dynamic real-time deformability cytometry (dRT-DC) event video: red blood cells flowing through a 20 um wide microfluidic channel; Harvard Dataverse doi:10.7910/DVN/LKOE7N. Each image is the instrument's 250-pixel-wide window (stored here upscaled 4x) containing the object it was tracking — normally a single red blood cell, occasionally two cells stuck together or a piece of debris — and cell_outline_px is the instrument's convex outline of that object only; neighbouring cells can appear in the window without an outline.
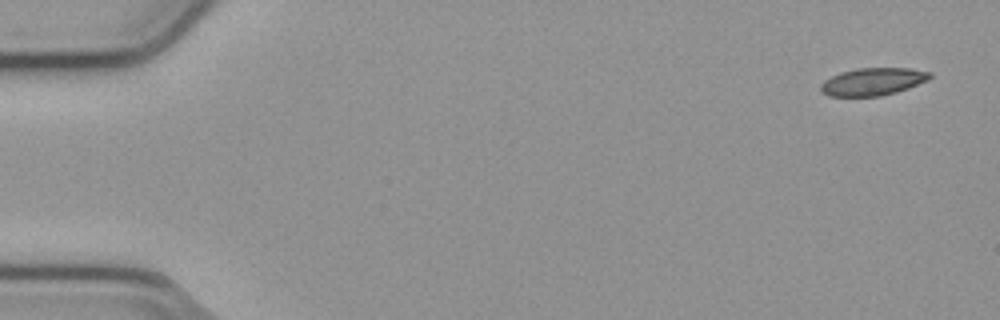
{"species": "common noctule bat (a hibernating species)", "species_latin": "Nyctalus noctula", "temperature_condition": "cold", "stored_images_in_passage": 53, "camera_frame_rate_fps": 3000, "um_per_image_px": 0.085, "animal": {"sex": "male", "body_mass_g": 23.1, "forearm_length_mm": 52.7}, "frame": {"image": 1, "passage_image": 1, "time_ms": 0.0, "image_size_px": [1000, 320], "cell_outline_px": [[932, 76], [928, 80], [908, 88], [896, 92], [880, 96], [828, 96], [820, 92], [820, 84], [824, 80], [840, 72], [856, 68], [908, 68], [932, 72]], "centroid_in_image_um": [74.17, 6.94], "position_along_channel_um": 10.8, "area_um2": 17.63}}
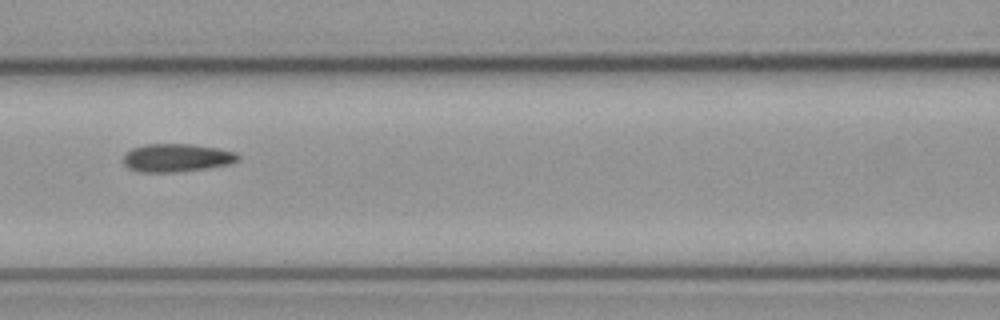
{"frame": {"image": 2, "passage_image": 23, "time_ms": 7.333, "image_size_px": [1000, 320], "cell_outline_px": [[240, 160], [228, 164], [204, 168], [172, 172], [140, 172], [128, 168], [124, 164], [124, 156], [132, 148], [144, 144], [192, 144], [220, 148], [236, 152], [240, 156]], "centroid_in_image_um": [15.03, 13.4], "position_along_channel_um": 151.6, "area_um2": 18.73}}
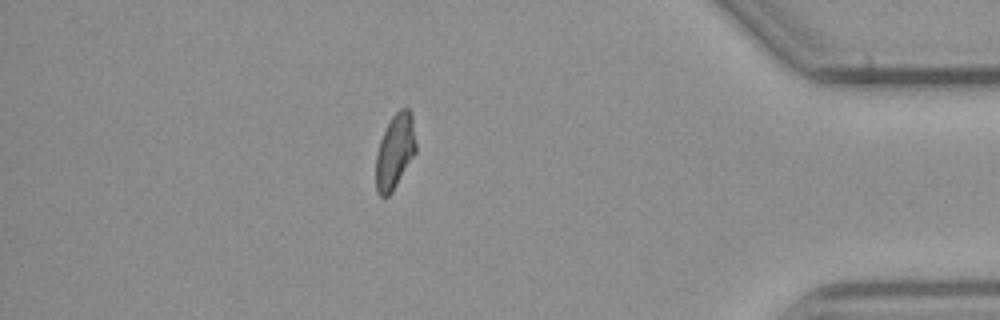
{"frame": {"image": 3, "passage_image": 46, "time_ms": 15.0, "image_size_px": [1000, 320], "cell_outline_px": [[416, 152], [392, 192], [388, 196], [380, 196], [376, 192], [376, 152], [380, 140], [392, 116], [400, 108], [408, 108], [412, 112], [416, 144]], "centroid_in_image_um": [33.57, 12.86], "position_along_channel_um": 401.6, "area_um2": 17.46}, "authors_computed_cell_mechanics": {"area_um2": 18.3226, "velocity_mm_per_s": 3.7965, "shape_relaxation_time_tau1_ms": null, "shape_relaxation_time_tau2_ms": 1.5925, "deformation_change_tau1": null, "deformation_change_tau2": 0.0737}}